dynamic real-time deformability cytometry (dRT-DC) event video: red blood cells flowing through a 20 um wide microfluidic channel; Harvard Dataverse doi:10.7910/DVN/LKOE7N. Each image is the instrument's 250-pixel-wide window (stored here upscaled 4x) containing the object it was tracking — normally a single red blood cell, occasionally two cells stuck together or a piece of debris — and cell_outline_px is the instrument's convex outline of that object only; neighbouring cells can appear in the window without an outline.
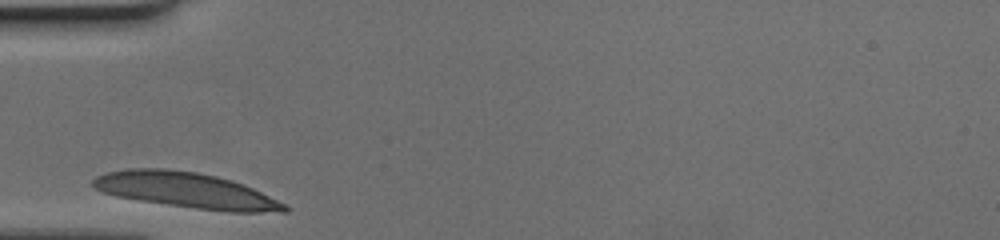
{"species": "human", "species_latin": "Homo sapiens", "temperature_condition": "cold", "stored_images_in_passage": 26, "camera_frame_rate_fps": 3000, "um_per_image_px": 0.085, "donor": {"sex": "female"}, "frame": {"image": 1, "passage_image": 1, "time_ms": 0.0, "image_size_px": [1000, 240], "cell_outline_px": [[288, 212], [228, 212], [196, 208], [140, 200], [116, 196], [104, 192], [96, 188], [92, 184], [92, 180], [96, 176], [108, 172], [128, 168], [164, 168], [196, 172], [216, 176], [244, 184], [284, 204], [288, 208]], "centroid_in_image_um": [15.81, 16.17], "position_along_channel_um": 69.2, "area_um2": 39.13}}
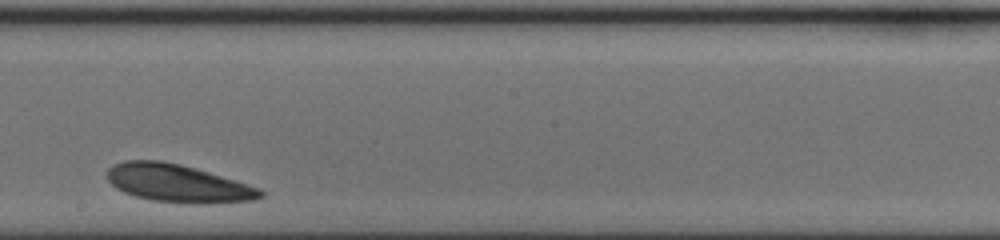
{"frame": {"image": 2, "passage_image": 15, "time_ms": 4.667, "image_size_px": [1000, 240], "cell_outline_px": [[264, 196], [256, 200], [208, 204], [184, 204], [152, 200], [136, 196], [124, 192], [116, 188], [108, 180], [108, 168], [112, 164], [124, 160], [160, 160], [180, 164], [208, 172], [260, 188], [264, 192]], "centroid_in_image_um": [15.12, 15.59], "position_along_channel_um": 233.1, "area_um2": 33.93}}
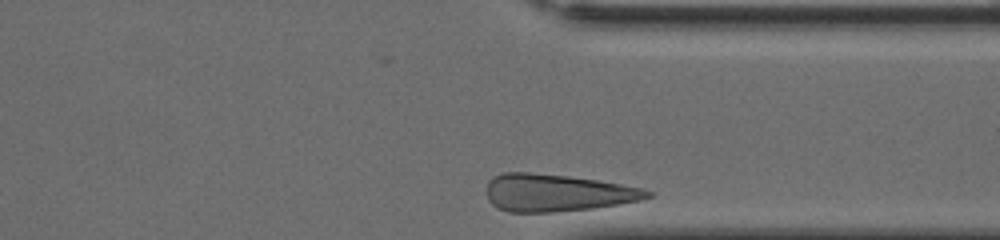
{"frame": {"image": 3, "passage_image": 26, "time_ms": 8.333, "image_size_px": [1000, 240], "cell_outline_px": [[652, 196], [640, 200], [592, 208], [552, 212], [508, 212], [496, 208], [488, 200], [488, 180], [492, 176], [504, 172], [528, 172], [568, 176], [596, 180], [644, 188], [652, 192]], "centroid_in_image_um": [47.31, 16.38], "position_along_channel_um": 364.1, "area_um2": 34.85}}